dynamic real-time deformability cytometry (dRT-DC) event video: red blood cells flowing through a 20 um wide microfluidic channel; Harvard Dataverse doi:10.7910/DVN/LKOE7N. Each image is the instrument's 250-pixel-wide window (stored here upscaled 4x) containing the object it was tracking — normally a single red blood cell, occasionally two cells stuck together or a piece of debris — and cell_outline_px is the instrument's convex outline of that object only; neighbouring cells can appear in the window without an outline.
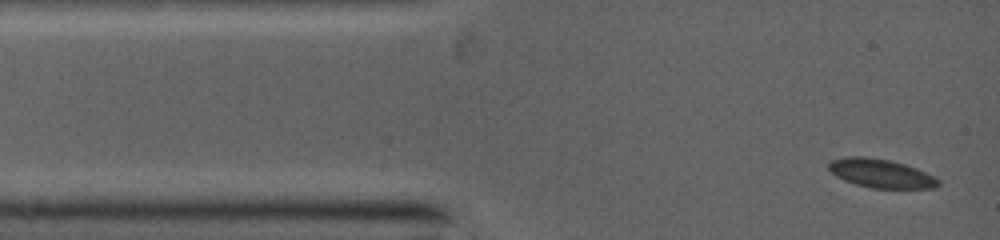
{"species": "common noctule bat (a hibernating species)", "species_latin": "Nyctalus noctula", "temperature_condition": "warm", "stored_images_in_passage": 4, "camera_frame_rate_fps": 5000, "um_per_image_px": 0.085, "animal": {"sex": "female", "body_mass_g": 19.0, "forearm_length_mm": 53.3}, "frame": {"image": 1, "passage_image": 1, "time_ms": 0.0, "image_size_px": [1000, 240], "cell_outline_px": [[940, 184], [936, 188], [872, 188], [856, 184], [844, 180], [836, 176], [828, 168], [828, 164], [832, 160], [852, 156], [860, 156], [888, 160], [904, 164], [916, 168], [940, 180]], "centroid_in_image_um": [74.88, 14.75], "position_along_channel_um": 10.1, "area_um2": 18.03}}
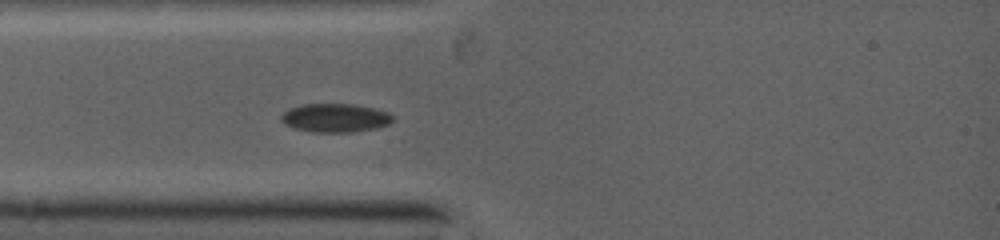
{"frame": {"image": 2, "passage_image": 4, "time_ms": 2.2, "image_size_px": [1000, 240], "cell_outline_px": [[392, 120], [388, 124], [376, 128], [352, 132], [312, 132], [296, 128], [284, 124], [280, 120], [280, 116], [284, 112], [292, 108], [304, 104], [352, 104], [372, 108], [388, 112], [392, 116]], "centroid_in_image_um": [28.47, 10.02], "position_along_channel_um": 56.5, "area_um2": 18.38}}